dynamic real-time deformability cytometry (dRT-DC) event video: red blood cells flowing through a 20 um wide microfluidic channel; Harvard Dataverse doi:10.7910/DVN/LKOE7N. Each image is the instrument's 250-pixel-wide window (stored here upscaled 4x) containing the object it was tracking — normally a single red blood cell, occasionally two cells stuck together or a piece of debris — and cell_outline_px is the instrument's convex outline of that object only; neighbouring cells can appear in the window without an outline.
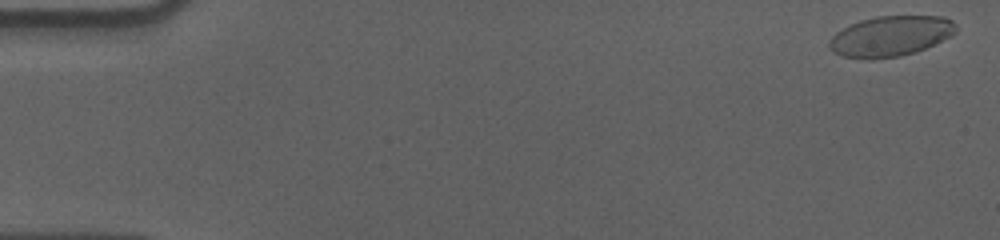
{"species": "human", "species_latin": "Homo sapiens", "temperature_condition": "cold", "stored_images_in_passage": 58, "camera_frame_rate_fps": 3000, "um_per_image_px": 0.085, "donor": {"sex": "male"}, "frame": {"image": 1, "passage_image": 2, "time_ms": 0.333, "image_size_px": [1000, 240], "cell_outline_px": [[956, 32], [952, 36], [916, 52], [900, 56], [872, 60], [868, 60], [844, 56], [832, 52], [828, 44], [832, 36], [836, 32], [860, 20], [876, 16], [944, 16], [952, 20], [956, 24]], "centroid_in_image_um": [75.71, 3.08], "position_along_channel_um": 9.3, "area_um2": 30.0}}
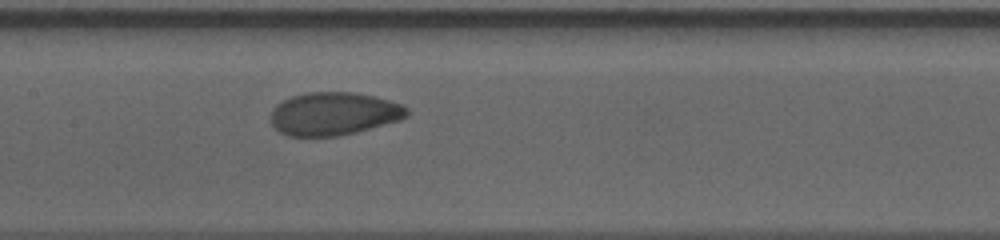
{"frame": {"image": 2, "passage_image": 29, "time_ms": 9.333, "image_size_px": [1000, 240], "cell_outline_px": [[408, 116], [400, 120], [356, 132], [340, 136], [288, 136], [280, 132], [272, 124], [272, 108], [276, 104], [292, 96], [308, 92], [356, 92], [376, 96], [400, 104], [408, 108]], "centroid_in_image_um": [28.38, 9.66], "position_along_channel_um": 179.0, "area_um2": 34.16}}
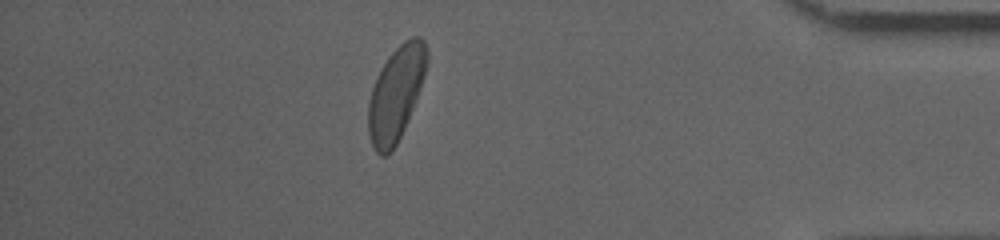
{"frame": {"image": 3, "passage_image": 51, "time_ms": 16.667, "image_size_px": [1000, 240], "cell_outline_px": [[428, 60], [420, 88], [416, 100], [404, 128], [396, 144], [384, 156], [380, 156], [376, 152], [372, 144], [368, 132], [368, 100], [376, 76], [380, 68], [388, 56], [404, 40], [412, 36], [420, 36], [424, 40], [428, 52]], "centroid_in_image_um": [33.65, 7.91], "position_along_channel_um": 401.6, "area_um2": 31.96}, "authors_computed_cell_mechanics": {"area_um2": 32.5992, "velocity_mm_per_s": 3.5635, "shape_relaxation_time_tau1_ms": 4.2617, "shape_relaxation_time_tau2_ms": 1.2719, "deformation_change_tau1": 0.1417, "deformation_change_tau2": 0.0474}}